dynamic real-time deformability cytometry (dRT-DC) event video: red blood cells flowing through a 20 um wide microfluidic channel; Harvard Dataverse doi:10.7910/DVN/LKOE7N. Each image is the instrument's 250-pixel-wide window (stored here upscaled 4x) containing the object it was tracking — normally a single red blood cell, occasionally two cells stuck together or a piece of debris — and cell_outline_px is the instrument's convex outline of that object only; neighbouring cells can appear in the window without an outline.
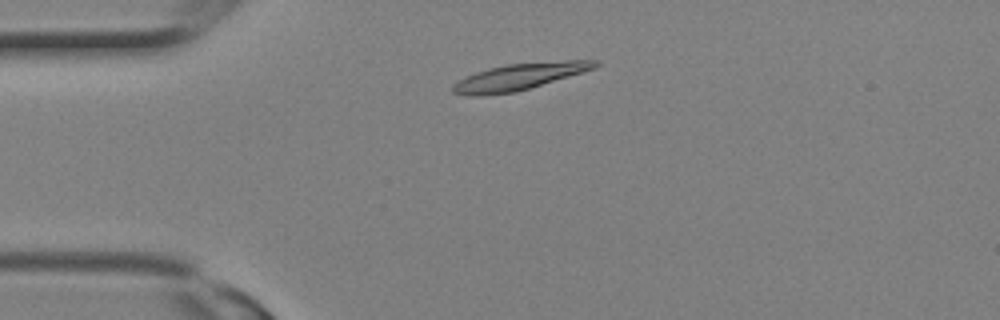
{"species": "Egyptian fruit bat (a non-hibernating species)", "species_latin": "Rousettus aegyptiacus", "temperature_condition": "room temperature", "stored_images_in_passage": 1, "camera_frame_rate_fps": 3000, "um_per_image_px": 0.085, "animal": {"sex": "female"}, "frame": {"image": 1, "passage_image": 1, "time_ms": 0.0, "image_size_px": [1000, 320], "cell_outline_px": [[600, 64], [596, 68], [516, 92], [480, 96], [468, 96], [452, 92], [452, 84], [464, 76], [488, 68], [508, 64], [564, 60], [596, 60]], "centroid_in_image_um": [44.1, 6.52], "position_along_channel_um": 40.9, "area_um2": 22.08}}